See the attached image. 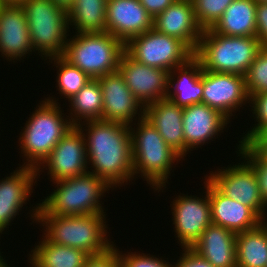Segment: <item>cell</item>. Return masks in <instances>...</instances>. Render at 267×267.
<instances>
[{
	"label": "cell",
	"mask_w": 267,
	"mask_h": 267,
	"mask_svg": "<svg viewBox=\"0 0 267 267\" xmlns=\"http://www.w3.org/2000/svg\"><path fill=\"white\" fill-rule=\"evenodd\" d=\"M239 163L210 171L206 177L222 194L250 207L262 220L267 216V205L260 194L253 168L239 156ZM241 162V163H240Z\"/></svg>",
	"instance_id": "10"
},
{
	"label": "cell",
	"mask_w": 267,
	"mask_h": 267,
	"mask_svg": "<svg viewBox=\"0 0 267 267\" xmlns=\"http://www.w3.org/2000/svg\"><path fill=\"white\" fill-rule=\"evenodd\" d=\"M57 101L58 99L50 95L44 97L34 108L36 110L29 115L18 139L20 154H23L20 157L24 158L22 166L36 169L73 127L66 115L68 113L64 114Z\"/></svg>",
	"instance_id": "4"
},
{
	"label": "cell",
	"mask_w": 267,
	"mask_h": 267,
	"mask_svg": "<svg viewBox=\"0 0 267 267\" xmlns=\"http://www.w3.org/2000/svg\"><path fill=\"white\" fill-rule=\"evenodd\" d=\"M236 260L237 267H267V226L264 222L236 234Z\"/></svg>",
	"instance_id": "27"
},
{
	"label": "cell",
	"mask_w": 267,
	"mask_h": 267,
	"mask_svg": "<svg viewBox=\"0 0 267 267\" xmlns=\"http://www.w3.org/2000/svg\"><path fill=\"white\" fill-rule=\"evenodd\" d=\"M113 246L118 250L120 267H173V261L170 263L168 258L165 260L163 257H155V255L141 253L140 251L139 253L128 251L124 253L115 244Z\"/></svg>",
	"instance_id": "35"
},
{
	"label": "cell",
	"mask_w": 267,
	"mask_h": 267,
	"mask_svg": "<svg viewBox=\"0 0 267 267\" xmlns=\"http://www.w3.org/2000/svg\"><path fill=\"white\" fill-rule=\"evenodd\" d=\"M153 28L183 41L193 52L203 33L197 23L192 0H175L153 19Z\"/></svg>",
	"instance_id": "20"
},
{
	"label": "cell",
	"mask_w": 267,
	"mask_h": 267,
	"mask_svg": "<svg viewBox=\"0 0 267 267\" xmlns=\"http://www.w3.org/2000/svg\"><path fill=\"white\" fill-rule=\"evenodd\" d=\"M179 259L176 263L173 260V267H214L206 259L197 254L192 248H182Z\"/></svg>",
	"instance_id": "37"
},
{
	"label": "cell",
	"mask_w": 267,
	"mask_h": 267,
	"mask_svg": "<svg viewBox=\"0 0 267 267\" xmlns=\"http://www.w3.org/2000/svg\"><path fill=\"white\" fill-rule=\"evenodd\" d=\"M202 86V103L219 111L229 121L249 103L245 76L202 69Z\"/></svg>",
	"instance_id": "13"
},
{
	"label": "cell",
	"mask_w": 267,
	"mask_h": 267,
	"mask_svg": "<svg viewBox=\"0 0 267 267\" xmlns=\"http://www.w3.org/2000/svg\"><path fill=\"white\" fill-rule=\"evenodd\" d=\"M21 7L34 52L44 61L63 56L70 35L67 11L51 0H25Z\"/></svg>",
	"instance_id": "7"
},
{
	"label": "cell",
	"mask_w": 267,
	"mask_h": 267,
	"mask_svg": "<svg viewBox=\"0 0 267 267\" xmlns=\"http://www.w3.org/2000/svg\"><path fill=\"white\" fill-rule=\"evenodd\" d=\"M83 267H120L118 250L113 246L103 254L89 256Z\"/></svg>",
	"instance_id": "36"
},
{
	"label": "cell",
	"mask_w": 267,
	"mask_h": 267,
	"mask_svg": "<svg viewBox=\"0 0 267 267\" xmlns=\"http://www.w3.org/2000/svg\"><path fill=\"white\" fill-rule=\"evenodd\" d=\"M202 95V67L195 56L169 72L167 99L184 108L202 103Z\"/></svg>",
	"instance_id": "23"
},
{
	"label": "cell",
	"mask_w": 267,
	"mask_h": 267,
	"mask_svg": "<svg viewBox=\"0 0 267 267\" xmlns=\"http://www.w3.org/2000/svg\"><path fill=\"white\" fill-rule=\"evenodd\" d=\"M144 117L184 159L183 108L164 98L145 106Z\"/></svg>",
	"instance_id": "22"
},
{
	"label": "cell",
	"mask_w": 267,
	"mask_h": 267,
	"mask_svg": "<svg viewBox=\"0 0 267 267\" xmlns=\"http://www.w3.org/2000/svg\"><path fill=\"white\" fill-rule=\"evenodd\" d=\"M136 122L129 125L134 179L144 178L154 192L163 193L167 188L171 171H174L172 167L174 169L178 162L186 159L167 145L157 129L145 117Z\"/></svg>",
	"instance_id": "3"
},
{
	"label": "cell",
	"mask_w": 267,
	"mask_h": 267,
	"mask_svg": "<svg viewBox=\"0 0 267 267\" xmlns=\"http://www.w3.org/2000/svg\"><path fill=\"white\" fill-rule=\"evenodd\" d=\"M234 0H192L197 23L203 30L211 29Z\"/></svg>",
	"instance_id": "33"
},
{
	"label": "cell",
	"mask_w": 267,
	"mask_h": 267,
	"mask_svg": "<svg viewBox=\"0 0 267 267\" xmlns=\"http://www.w3.org/2000/svg\"><path fill=\"white\" fill-rule=\"evenodd\" d=\"M203 192L198 195L179 194L170 204L175 238L180 248H191L204 230L212 223L208 195V179L203 180ZM182 195V196H181ZM202 197V198H201Z\"/></svg>",
	"instance_id": "11"
},
{
	"label": "cell",
	"mask_w": 267,
	"mask_h": 267,
	"mask_svg": "<svg viewBox=\"0 0 267 267\" xmlns=\"http://www.w3.org/2000/svg\"><path fill=\"white\" fill-rule=\"evenodd\" d=\"M107 0H75L67 11L68 25L75 29L74 33L106 32Z\"/></svg>",
	"instance_id": "28"
},
{
	"label": "cell",
	"mask_w": 267,
	"mask_h": 267,
	"mask_svg": "<svg viewBox=\"0 0 267 267\" xmlns=\"http://www.w3.org/2000/svg\"><path fill=\"white\" fill-rule=\"evenodd\" d=\"M97 79L103 94L102 120L129 126L144 117L145 107L127 87L118 71Z\"/></svg>",
	"instance_id": "15"
},
{
	"label": "cell",
	"mask_w": 267,
	"mask_h": 267,
	"mask_svg": "<svg viewBox=\"0 0 267 267\" xmlns=\"http://www.w3.org/2000/svg\"><path fill=\"white\" fill-rule=\"evenodd\" d=\"M257 137H267V131L262 133V134H260V135H258Z\"/></svg>",
	"instance_id": "44"
},
{
	"label": "cell",
	"mask_w": 267,
	"mask_h": 267,
	"mask_svg": "<svg viewBox=\"0 0 267 267\" xmlns=\"http://www.w3.org/2000/svg\"><path fill=\"white\" fill-rule=\"evenodd\" d=\"M251 143L267 157V137H256Z\"/></svg>",
	"instance_id": "40"
},
{
	"label": "cell",
	"mask_w": 267,
	"mask_h": 267,
	"mask_svg": "<svg viewBox=\"0 0 267 267\" xmlns=\"http://www.w3.org/2000/svg\"><path fill=\"white\" fill-rule=\"evenodd\" d=\"M146 11L155 18L158 14L162 13L168 6L175 0H138Z\"/></svg>",
	"instance_id": "39"
},
{
	"label": "cell",
	"mask_w": 267,
	"mask_h": 267,
	"mask_svg": "<svg viewBox=\"0 0 267 267\" xmlns=\"http://www.w3.org/2000/svg\"><path fill=\"white\" fill-rule=\"evenodd\" d=\"M56 189L39 203L44 215H87L105 213L103 196L110 186L95 174L87 172L69 179L52 182Z\"/></svg>",
	"instance_id": "5"
},
{
	"label": "cell",
	"mask_w": 267,
	"mask_h": 267,
	"mask_svg": "<svg viewBox=\"0 0 267 267\" xmlns=\"http://www.w3.org/2000/svg\"><path fill=\"white\" fill-rule=\"evenodd\" d=\"M88 169L84 136L77 126H73L35 171L37 179L46 170L50 182H56L83 175Z\"/></svg>",
	"instance_id": "12"
},
{
	"label": "cell",
	"mask_w": 267,
	"mask_h": 267,
	"mask_svg": "<svg viewBox=\"0 0 267 267\" xmlns=\"http://www.w3.org/2000/svg\"><path fill=\"white\" fill-rule=\"evenodd\" d=\"M211 221L235 234L253 229L263 220L248 206L222 194L208 180Z\"/></svg>",
	"instance_id": "21"
},
{
	"label": "cell",
	"mask_w": 267,
	"mask_h": 267,
	"mask_svg": "<svg viewBox=\"0 0 267 267\" xmlns=\"http://www.w3.org/2000/svg\"><path fill=\"white\" fill-rule=\"evenodd\" d=\"M117 71L144 107L166 98L169 72L141 64L131 58L125 51L120 57Z\"/></svg>",
	"instance_id": "14"
},
{
	"label": "cell",
	"mask_w": 267,
	"mask_h": 267,
	"mask_svg": "<svg viewBox=\"0 0 267 267\" xmlns=\"http://www.w3.org/2000/svg\"><path fill=\"white\" fill-rule=\"evenodd\" d=\"M3 252L0 251V267H10V263L8 265V260L6 261V259L4 258L3 259V255H2ZM2 255V256H1Z\"/></svg>",
	"instance_id": "43"
},
{
	"label": "cell",
	"mask_w": 267,
	"mask_h": 267,
	"mask_svg": "<svg viewBox=\"0 0 267 267\" xmlns=\"http://www.w3.org/2000/svg\"><path fill=\"white\" fill-rule=\"evenodd\" d=\"M48 61L56 67V88L66 100H70L92 79L63 56L52 57Z\"/></svg>",
	"instance_id": "30"
},
{
	"label": "cell",
	"mask_w": 267,
	"mask_h": 267,
	"mask_svg": "<svg viewBox=\"0 0 267 267\" xmlns=\"http://www.w3.org/2000/svg\"><path fill=\"white\" fill-rule=\"evenodd\" d=\"M257 3L267 2V0H255Z\"/></svg>",
	"instance_id": "45"
},
{
	"label": "cell",
	"mask_w": 267,
	"mask_h": 267,
	"mask_svg": "<svg viewBox=\"0 0 267 267\" xmlns=\"http://www.w3.org/2000/svg\"><path fill=\"white\" fill-rule=\"evenodd\" d=\"M66 102L71 106L68 117L73 126L85 121L102 120L103 94L98 79H91Z\"/></svg>",
	"instance_id": "29"
},
{
	"label": "cell",
	"mask_w": 267,
	"mask_h": 267,
	"mask_svg": "<svg viewBox=\"0 0 267 267\" xmlns=\"http://www.w3.org/2000/svg\"><path fill=\"white\" fill-rule=\"evenodd\" d=\"M263 222L266 224L267 226V216L264 218Z\"/></svg>",
	"instance_id": "46"
},
{
	"label": "cell",
	"mask_w": 267,
	"mask_h": 267,
	"mask_svg": "<svg viewBox=\"0 0 267 267\" xmlns=\"http://www.w3.org/2000/svg\"><path fill=\"white\" fill-rule=\"evenodd\" d=\"M237 155L241 156L255 172L263 202L267 205V157L252 143L237 144Z\"/></svg>",
	"instance_id": "31"
},
{
	"label": "cell",
	"mask_w": 267,
	"mask_h": 267,
	"mask_svg": "<svg viewBox=\"0 0 267 267\" xmlns=\"http://www.w3.org/2000/svg\"><path fill=\"white\" fill-rule=\"evenodd\" d=\"M153 17L138 0H107L106 32L124 44L153 28Z\"/></svg>",
	"instance_id": "19"
},
{
	"label": "cell",
	"mask_w": 267,
	"mask_h": 267,
	"mask_svg": "<svg viewBox=\"0 0 267 267\" xmlns=\"http://www.w3.org/2000/svg\"><path fill=\"white\" fill-rule=\"evenodd\" d=\"M256 37L261 47L267 49V2L257 3Z\"/></svg>",
	"instance_id": "38"
},
{
	"label": "cell",
	"mask_w": 267,
	"mask_h": 267,
	"mask_svg": "<svg viewBox=\"0 0 267 267\" xmlns=\"http://www.w3.org/2000/svg\"><path fill=\"white\" fill-rule=\"evenodd\" d=\"M36 204L27 214L32 219L30 224L43 226L45 240L83 250L89 256L103 254L113 247L114 242L108 239L107 214L44 215L38 209L39 203Z\"/></svg>",
	"instance_id": "2"
},
{
	"label": "cell",
	"mask_w": 267,
	"mask_h": 267,
	"mask_svg": "<svg viewBox=\"0 0 267 267\" xmlns=\"http://www.w3.org/2000/svg\"><path fill=\"white\" fill-rule=\"evenodd\" d=\"M125 44L108 32L75 33L67 39L63 57L90 78L117 72Z\"/></svg>",
	"instance_id": "8"
},
{
	"label": "cell",
	"mask_w": 267,
	"mask_h": 267,
	"mask_svg": "<svg viewBox=\"0 0 267 267\" xmlns=\"http://www.w3.org/2000/svg\"><path fill=\"white\" fill-rule=\"evenodd\" d=\"M248 96L267 92V49L262 48L245 75Z\"/></svg>",
	"instance_id": "34"
},
{
	"label": "cell",
	"mask_w": 267,
	"mask_h": 267,
	"mask_svg": "<svg viewBox=\"0 0 267 267\" xmlns=\"http://www.w3.org/2000/svg\"><path fill=\"white\" fill-rule=\"evenodd\" d=\"M256 8L255 0H234L210 30L227 36H256Z\"/></svg>",
	"instance_id": "25"
},
{
	"label": "cell",
	"mask_w": 267,
	"mask_h": 267,
	"mask_svg": "<svg viewBox=\"0 0 267 267\" xmlns=\"http://www.w3.org/2000/svg\"><path fill=\"white\" fill-rule=\"evenodd\" d=\"M0 52V56L11 63L24 61L26 56L34 52L21 5L0 6Z\"/></svg>",
	"instance_id": "18"
},
{
	"label": "cell",
	"mask_w": 267,
	"mask_h": 267,
	"mask_svg": "<svg viewBox=\"0 0 267 267\" xmlns=\"http://www.w3.org/2000/svg\"><path fill=\"white\" fill-rule=\"evenodd\" d=\"M37 244L28 255L29 267H83L89 257L83 250L55 244L43 237Z\"/></svg>",
	"instance_id": "26"
},
{
	"label": "cell",
	"mask_w": 267,
	"mask_h": 267,
	"mask_svg": "<svg viewBox=\"0 0 267 267\" xmlns=\"http://www.w3.org/2000/svg\"><path fill=\"white\" fill-rule=\"evenodd\" d=\"M25 0H0L1 5H21Z\"/></svg>",
	"instance_id": "42"
},
{
	"label": "cell",
	"mask_w": 267,
	"mask_h": 267,
	"mask_svg": "<svg viewBox=\"0 0 267 267\" xmlns=\"http://www.w3.org/2000/svg\"><path fill=\"white\" fill-rule=\"evenodd\" d=\"M262 49L256 36L221 35L203 30L194 56L203 70L245 76Z\"/></svg>",
	"instance_id": "6"
},
{
	"label": "cell",
	"mask_w": 267,
	"mask_h": 267,
	"mask_svg": "<svg viewBox=\"0 0 267 267\" xmlns=\"http://www.w3.org/2000/svg\"><path fill=\"white\" fill-rule=\"evenodd\" d=\"M249 106L256 121L254 126L242 135L239 144L251 143L258 135L267 131V92L249 96ZM257 122V123H256Z\"/></svg>",
	"instance_id": "32"
},
{
	"label": "cell",
	"mask_w": 267,
	"mask_h": 267,
	"mask_svg": "<svg viewBox=\"0 0 267 267\" xmlns=\"http://www.w3.org/2000/svg\"><path fill=\"white\" fill-rule=\"evenodd\" d=\"M17 168L0 180V234H4L5 229L8 230L16 216L25 208L23 206L28 204L34 193L33 186L37 184L34 168L20 164Z\"/></svg>",
	"instance_id": "17"
},
{
	"label": "cell",
	"mask_w": 267,
	"mask_h": 267,
	"mask_svg": "<svg viewBox=\"0 0 267 267\" xmlns=\"http://www.w3.org/2000/svg\"><path fill=\"white\" fill-rule=\"evenodd\" d=\"M232 122L219 111L204 103H196L183 108L184 158L188 152L201 148L219 134ZM217 137V138H216ZM211 140V141H210ZM197 148V149H196Z\"/></svg>",
	"instance_id": "16"
},
{
	"label": "cell",
	"mask_w": 267,
	"mask_h": 267,
	"mask_svg": "<svg viewBox=\"0 0 267 267\" xmlns=\"http://www.w3.org/2000/svg\"><path fill=\"white\" fill-rule=\"evenodd\" d=\"M51 1H53L60 8H63L66 11H68L74 4L75 0H51Z\"/></svg>",
	"instance_id": "41"
},
{
	"label": "cell",
	"mask_w": 267,
	"mask_h": 267,
	"mask_svg": "<svg viewBox=\"0 0 267 267\" xmlns=\"http://www.w3.org/2000/svg\"><path fill=\"white\" fill-rule=\"evenodd\" d=\"M125 52L141 64L167 72L194 56V52L183 41L154 28L129 39L125 43Z\"/></svg>",
	"instance_id": "9"
},
{
	"label": "cell",
	"mask_w": 267,
	"mask_h": 267,
	"mask_svg": "<svg viewBox=\"0 0 267 267\" xmlns=\"http://www.w3.org/2000/svg\"><path fill=\"white\" fill-rule=\"evenodd\" d=\"M214 267H237L236 234L211 223L191 247Z\"/></svg>",
	"instance_id": "24"
},
{
	"label": "cell",
	"mask_w": 267,
	"mask_h": 267,
	"mask_svg": "<svg viewBox=\"0 0 267 267\" xmlns=\"http://www.w3.org/2000/svg\"><path fill=\"white\" fill-rule=\"evenodd\" d=\"M77 127L86 142L88 168H91L88 172L103 179L112 190L135 181L128 125L91 120L82 122Z\"/></svg>",
	"instance_id": "1"
}]
</instances>
